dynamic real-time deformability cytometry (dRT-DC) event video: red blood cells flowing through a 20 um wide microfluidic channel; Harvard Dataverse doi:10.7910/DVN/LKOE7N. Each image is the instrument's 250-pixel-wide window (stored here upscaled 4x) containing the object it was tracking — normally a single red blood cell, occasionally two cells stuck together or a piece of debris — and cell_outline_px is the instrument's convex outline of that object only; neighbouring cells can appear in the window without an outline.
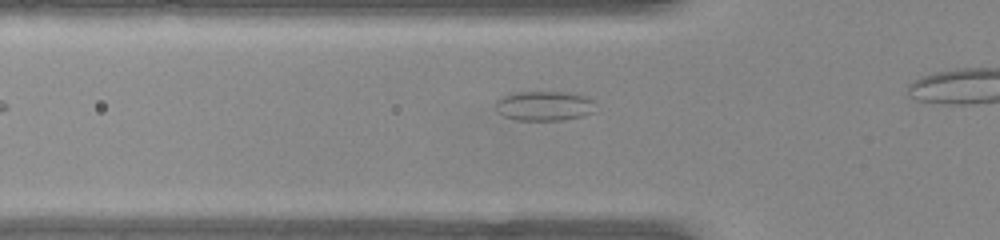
{"species": "common noctule bat (a hibernating species)", "species_latin": "Nyctalus noctula", "temperature_condition": "warm", "stored_images_in_passage": 7, "camera_frame_rate_fps": 3000, "um_per_image_px": 0.085, "animal": {"sex": "female", "body_mass_g": 22.0, "forearm_length_mm": 56.7}, "frame": {"image": 1, "passage_image": 2, "time_ms": 0.333, "image_size_px": [1000, 240], "cell_outline_px": [[596, 112], [580, 116], [560, 120], [516, 120], [504, 116], [496, 108], [496, 100], [500, 96], [512, 92], [572, 92], [588, 96], [592, 100]], "centroid_in_image_um": [46.27, 8.98], "position_along_channel_um": 79.5, "area_um2": 17.46}}
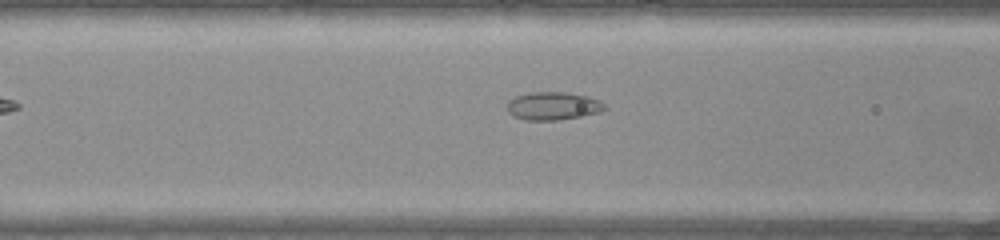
{"frame": {"image": 2, "passage_image": 5, "time_ms": 1.333, "image_size_px": [1000, 240], "cell_outline_px": [[608, 108], [600, 112], [580, 116], [556, 120], [524, 120], [512, 116], [508, 112], [508, 100], [516, 96], [528, 92], [564, 92], [588, 96], [600, 100]], "centroid_in_image_um": [47.0, 9.0], "position_along_channel_um": 119.6, "area_um2": 16.01}}